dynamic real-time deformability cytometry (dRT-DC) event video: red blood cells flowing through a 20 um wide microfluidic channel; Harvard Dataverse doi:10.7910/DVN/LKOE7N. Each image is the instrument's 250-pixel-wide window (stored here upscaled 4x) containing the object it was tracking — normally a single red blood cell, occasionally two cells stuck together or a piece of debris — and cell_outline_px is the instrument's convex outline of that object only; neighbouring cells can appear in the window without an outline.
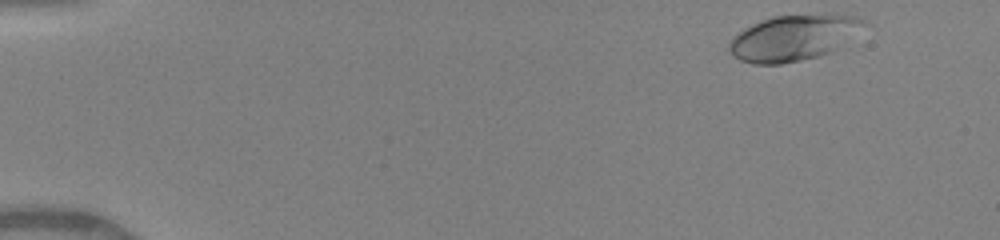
{"species": "human", "species_latin": "Homo sapiens", "temperature_condition": "warm", "stored_images_in_passage": 47, "camera_frame_rate_fps": 3000, "um_per_image_px": 0.085, "donor": {"sex": "female"}, "frame": {"image": 1, "passage_image": 2, "time_ms": 0.333, "image_size_px": [1000, 240], "cell_outline_px": [[868, 20], [864, 24], [832, 52], [820, 56], [780, 64], [752, 64], [740, 60], [728, 48], [728, 44], [732, 36], [744, 28], [752, 24], [772, 16], [824, 12], [832, 12], [856, 16]], "centroid_in_image_um": [67.43, 3.17], "position_along_channel_um": 17.6, "area_um2": 36.18}}
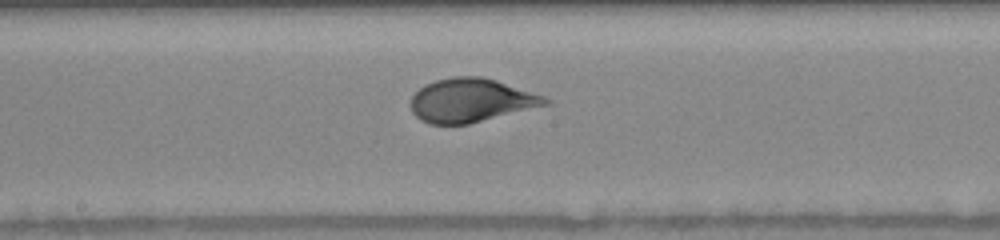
{"frame": {"image": 2, "passage_image": 25, "time_ms": 8.0, "image_size_px": [1000, 240], "cell_outline_px": [[552, 104], [468, 124], [428, 124], [420, 120], [412, 112], [412, 96], [424, 84], [436, 80], [452, 76], [480, 76], [496, 80], [544, 96], [552, 100]], "centroid_in_image_um": [40.06, 8.53], "position_along_channel_um": 208.1, "area_um2": 34.28}}
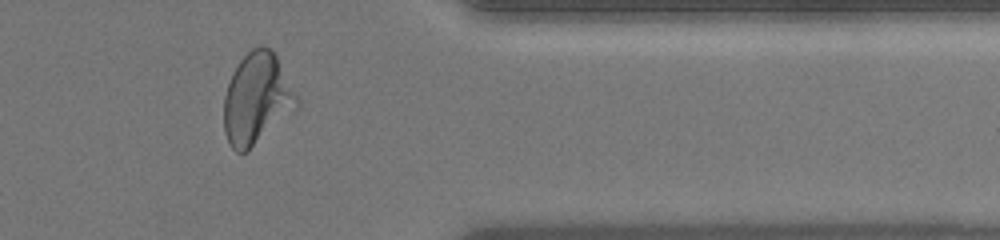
{"frame": {"image": 3, "passage_image": 39, "time_ms": 12.667, "image_size_px": [1000, 240], "cell_outline_px": [[300, 104], [248, 152], [236, 152], [228, 144], [224, 132], [224, 96], [228, 84], [240, 60], [252, 48], [260, 44], [272, 48], [300, 100]], "centroid_in_image_um": [21.83, 8.4], "position_along_channel_um": 389.6, "area_um2": 38.67}, "authors_computed_cell_mechanics": {"area_um2": 34.8534, "velocity_mm_per_s": 4.1162, "shape_relaxation_time_tau1_ms": 2.9784, "shape_relaxation_time_tau2_ms": null, "deformation_change_tau1": 0.1467, "deformation_change_tau2": null}}